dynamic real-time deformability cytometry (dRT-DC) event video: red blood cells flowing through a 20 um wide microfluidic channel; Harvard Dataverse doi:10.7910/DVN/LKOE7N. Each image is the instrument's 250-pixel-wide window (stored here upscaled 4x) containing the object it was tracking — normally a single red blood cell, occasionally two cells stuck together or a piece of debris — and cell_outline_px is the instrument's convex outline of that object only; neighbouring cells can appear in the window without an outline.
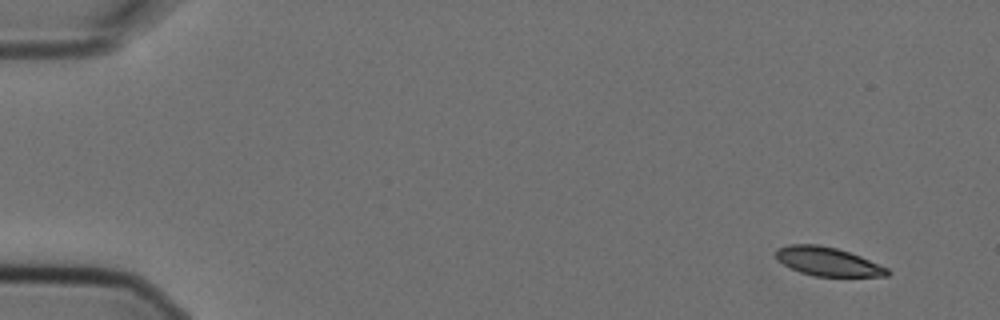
{"species": "Egyptian fruit bat (a non-hibernating species)", "species_latin": "Rousettus aegyptiacus", "temperature_condition": "cold", "stored_images_in_passage": 4, "camera_frame_rate_fps": 3000, "um_per_image_px": 0.085, "animal": {"sex": "female"}, "frame": {"image": 1, "passage_image": 1, "time_ms": 0.0, "image_size_px": [1000, 320], "cell_outline_px": [[892, 272], [888, 276], [812, 276], [800, 272], [776, 260], [776, 248], [788, 244], [816, 244], [836, 248], [860, 256], [888, 268]], "centroid_in_image_um": [70.35, 22.23], "position_along_channel_um": 14.7, "area_um2": 18.61}}